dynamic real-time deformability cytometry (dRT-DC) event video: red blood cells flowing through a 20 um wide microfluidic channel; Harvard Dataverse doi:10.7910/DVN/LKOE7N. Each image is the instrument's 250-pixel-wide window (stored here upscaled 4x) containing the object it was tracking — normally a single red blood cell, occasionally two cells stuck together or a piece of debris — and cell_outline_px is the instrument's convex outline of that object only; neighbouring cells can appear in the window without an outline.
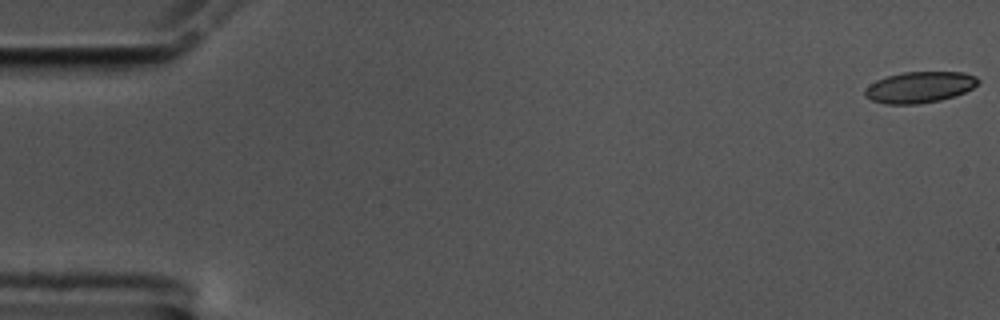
{"species": "common noctule bat (a hibernating species)", "species_latin": "Nyctalus noctula", "temperature_condition": "cold", "stored_images_in_passage": 58, "camera_frame_rate_fps": 3000, "um_per_image_px": 0.085, "animal": {"sex": "male", "body_mass_g": 17.5, "forearm_length_mm": 52.3}, "frame": {"image": 1, "passage_image": 1, "time_ms": 0.0, "image_size_px": [1000, 320], "cell_outline_px": [[980, 80], [972, 88], [956, 96], [940, 100], [920, 104], [884, 104], [872, 100], [864, 96], [864, 88], [876, 80], [888, 76], [904, 72], [964, 72], [976, 76]], "centroid_in_image_um": [78.15, 7.42], "position_along_channel_um": 6.8, "area_um2": 20.63}}
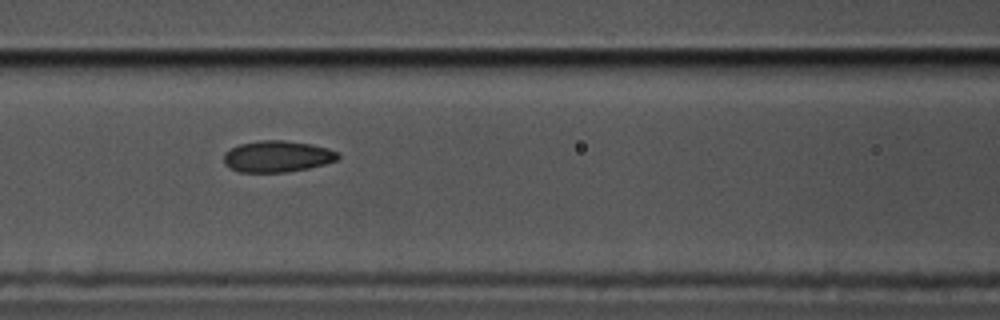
{"frame": {"image": 2, "passage_image": 25, "time_ms": 8.0, "image_size_px": [1000, 320], "cell_outline_px": [[340, 156], [336, 160], [324, 164], [308, 168], [288, 172], [240, 172], [228, 168], [224, 164], [224, 152], [240, 144], [260, 140], [284, 140], [312, 144], [328, 148], [340, 152]], "centroid_in_image_um": [23.57, 13.29], "position_along_channel_um": 143.0, "area_um2": 21.04}}
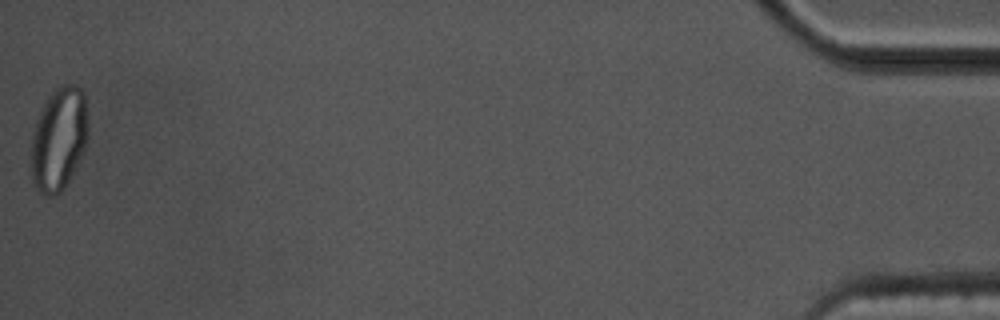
{"frame": {"image": 3, "passage_image": 58, "time_ms": 19.0, "image_size_px": [1000, 320], "cell_outline_px": [[88, 136], [84, 152], [64, 188], [60, 192], [52, 196], [44, 196], [32, 184], [32, 136], [36, 120], [48, 96], [56, 88], [64, 84], [76, 84], [84, 92], [88, 132]], "centroid_in_image_um": [5.01, 11.82], "position_along_channel_um": 430.2, "area_um2": 34.28}, "authors_computed_cell_mechanics": {"area_um2": 21.2415, "velocity_mm_per_s": 3.4856, "shape_relaxation_time_tau1_ms": null, "shape_relaxation_time_tau2_ms": 2.1055, "deformation_change_tau1": null, "deformation_change_tau2": 0.0765}}